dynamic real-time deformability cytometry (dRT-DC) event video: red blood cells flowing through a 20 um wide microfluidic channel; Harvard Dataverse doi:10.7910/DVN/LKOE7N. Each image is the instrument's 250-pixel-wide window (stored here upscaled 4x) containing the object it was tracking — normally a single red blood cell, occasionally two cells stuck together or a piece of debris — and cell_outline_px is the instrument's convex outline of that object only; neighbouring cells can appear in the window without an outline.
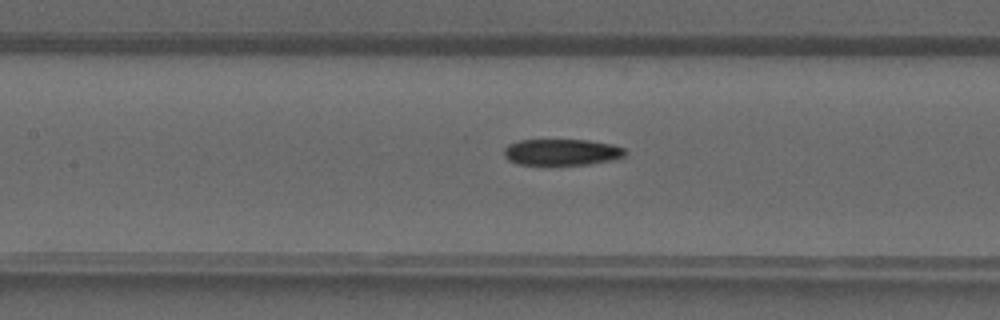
{"species": "common noctule bat (a hibernating species)", "species_latin": "Nyctalus noctula", "temperature_condition": "warm", "stored_images_in_passage": 41, "camera_frame_rate_fps": 3000, "um_per_image_px": 0.085, "animal": {"sex": "male", "forearm_length_mm": 52.5}, "frame": {"image": 1, "passage_image": 19, "time_ms": 6.0, "image_size_px": [1000, 320], "cell_outline_px": [[628, 152], [624, 156], [612, 160], [588, 164], [520, 164], [508, 160], [504, 156], [504, 148], [508, 144], [520, 140], [588, 140], [612, 144], [624, 148]], "centroid_in_image_um": [47.76, 12.92], "position_along_channel_um": 159.6, "area_um2": 18.5}}
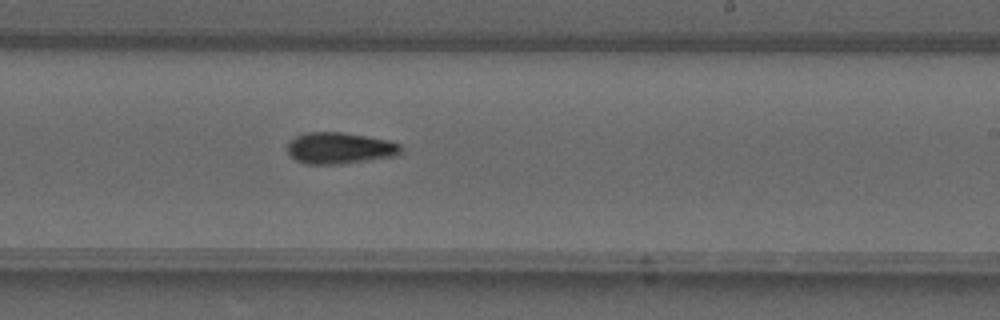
{"frame": {"image": 2, "passage_image": 25, "time_ms": 8.0, "image_size_px": [1000, 320], "cell_outline_px": [[404, 148], [396, 156], [340, 164], [304, 164], [296, 160], [288, 152], [288, 140], [304, 132], [340, 132], [392, 140], [400, 144]], "centroid_in_image_um": [28.89, 12.58], "position_along_channel_um": 260.1, "area_um2": 20.98}}
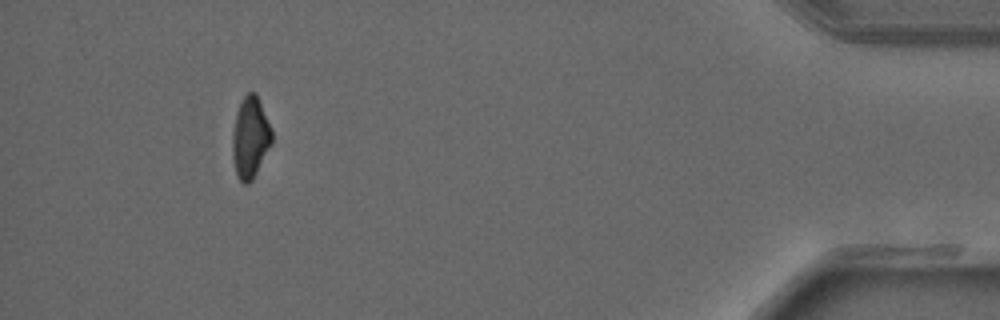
{"frame": {"image": 3, "passage_image": 38, "time_ms": 12.333, "image_size_px": [1000, 320], "cell_outline_px": [[272, 144], [252, 180], [248, 184], [244, 184], [236, 176], [232, 156], [232, 132], [236, 112], [244, 96], [248, 92], [256, 92], [272, 128]], "centroid_in_image_um": [21.27, 11.69], "position_along_channel_um": 413.9, "area_um2": 18.9}}